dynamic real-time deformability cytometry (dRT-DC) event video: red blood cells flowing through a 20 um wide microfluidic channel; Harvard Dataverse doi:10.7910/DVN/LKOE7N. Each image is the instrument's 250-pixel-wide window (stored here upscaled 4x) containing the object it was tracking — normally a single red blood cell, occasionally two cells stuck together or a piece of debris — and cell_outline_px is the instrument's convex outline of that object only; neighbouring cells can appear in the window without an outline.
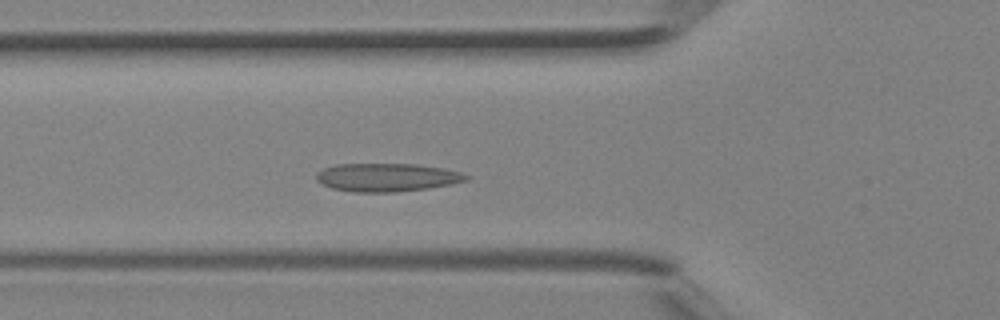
{"species": "Egyptian fruit bat (a non-hibernating species)", "species_latin": "Rousettus aegyptiacus", "temperature_condition": "room temperature", "stored_images_in_passage": 35, "camera_frame_rate_fps": 3000, "um_per_image_px": 0.085, "animal": {"sex": "female"}, "frame": {"image": 1, "passage_image": 8, "time_ms": 2.333, "image_size_px": [1000, 320], "cell_outline_px": [[468, 180], [428, 188], [396, 192], [352, 192], [332, 188], [316, 180], [316, 172], [324, 168], [336, 164], [416, 164], [444, 168], [460, 172], [468, 176]], "centroid_in_image_um": [32.85, 15.07], "position_along_channel_um": 92.9, "area_um2": 24.57}}
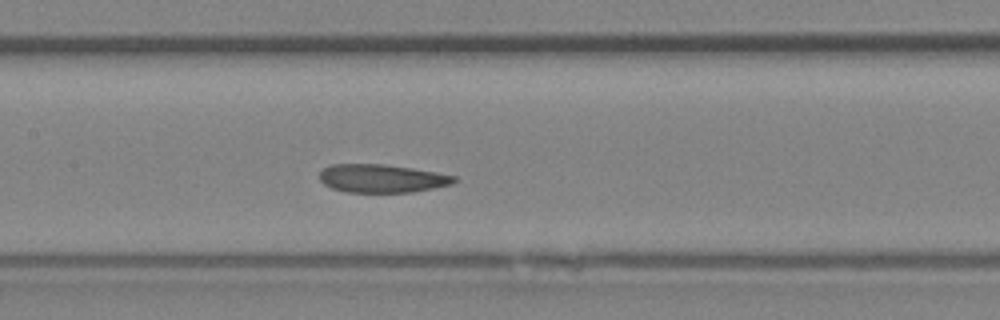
{"frame": {"image": 2, "passage_image": 13, "time_ms": 4.0, "image_size_px": [1000, 320], "cell_outline_px": [[456, 180], [452, 184], [412, 192], [348, 192], [332, 188], [324, 184], [320, 180], [320, 172], [324, 168], [332, 164], [384, 164], [412, 168], [436, 172], [456, 176]], "centroid_in_image_um": [32.45, 15.16], "position_along_channel_um": 174.9, "area_um2": 22.02}}
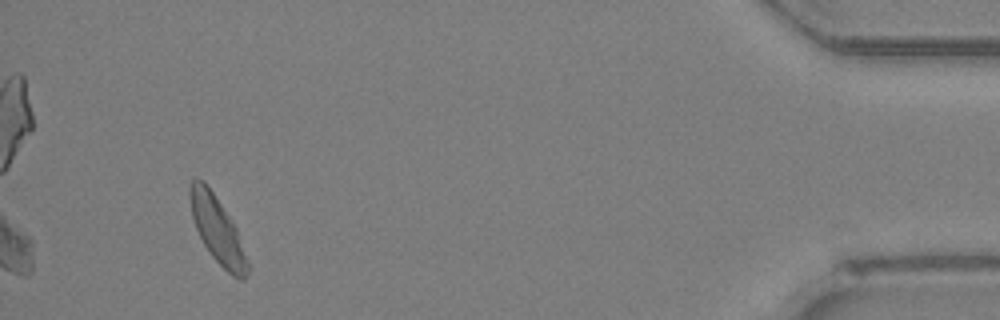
{"frame": {"image": 3, "passage_image": 32, "time_ms": 10.333, "image_size_px": [1000, 320], "cell_outline_px": [[248, 272], [244, 280], [240, 280], [232, 276], [212, 256], [204, 244], [196, 228], [192, 216], [188, 196], [188, 184], [196, 176], [204, 180], [236, 228], [248, 260]], "centroid_in_image_um": [18.44, 19.51], "position_along_channel_um": 416.8, "area_um2": 22.02}}